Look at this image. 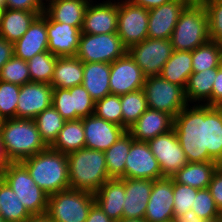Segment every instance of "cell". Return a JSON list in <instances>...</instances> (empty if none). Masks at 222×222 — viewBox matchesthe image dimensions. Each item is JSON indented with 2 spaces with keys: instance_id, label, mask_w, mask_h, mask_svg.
<instances>
[{
  "instance_id": "20",
  "label": "cell",
  "mask_w": 222,
  "mask_h": 222,
  "mask_svg": "<svg viewBox=\"0 0 222 222\" xmlns=\"http://www.w3.org/2000/svg\"><path fill=\"white\" fill-rule=\"evenodd\" d=\"M189 3V0H172L148 10V38L170 39L181 12Z\"/></svg>"
},
{
  "instance_id": "21",
  "label": "cell",
  "mask_w": 222,
  "mask_h": 222,
  "mask_svg": "<svg viewBox=\"0 0 222 222\" xmlns=\"http://www.w3.org/2000/svg\"><path fill=\"white\" fill-rule=\"evenodd\" d=\"M48 51L57 57L76 56L81 29L69 24L53 21L46 14Z\"/></svg>"
},
{
  "instance_id": "19",
  "label": "cell",
  "mask_w": 222,
  "mask_h": 222,
  "mask_svg": "<svg viewBox=\"0 0 222 222\" xmlns=\"http://www.w3.org/2000/svg\"><path fill=\"white\" fill-rule=\"evenodd\" d=\"M85 133V148L105 152L127 130L108 122L95 114L82 118Z\"/></svg>"
},
{
  "instance_id": "54",
  "label": "cell",
  "mask_w": 222,
  "mask_h": 222,
  "mask_svg": "<svg viewBox=\"0 0 222 222\" xmlns=\"http://www.w3.org/2000/svg\"><path fill=\"white\" fill-rule=\"evenodd\" d=\"M9 162L7 161V158L5 156V151L3 148V141L0 133V165H7Z\"/></svg>"
},
{
  "instance_id": "11",
  "label": "cell",
  "mask_w": 222,
  "mask_h": 222,
  "mask_svg": "<svg viewBox=\"0 0 222 222\" xmlns=\"http://www.w3.org/2000/svg\"><path fill=\"white\" fill-rule=\"evenodd\" d=\"M172 52L170 39L153 38H146L127 50L146 77L160 75Z\"/></svg>"
},
{
  "instance_id": "41",
  "label": "cell",
  "mask_w": 222,
  "mask_h": 222,
  "mask_svg": "<svg viewBox=\"0 0 222 222\" xmlns=\"http://www.w3.org/2000/svg\"><path fill=\"white\" fill-rule=\"evenodd\" d=\"M94 114L108 122L122 126L120 95H107L95 102Z\"/></svg>"
},
{
  "instance_id": "30",
  "label": "cell",
  "mask_w": 222,
  "mask_h": 222,
  "mask_svg": "<svg viewBox=\"0 0 222 222\" xmlns=\"http://www.w3.org/2000/svg\"><path fill=\"white\" fill-rule=\"evenodd\" d=\"M217 68L193 72L185 87V97L188 104L211 105L212 89Z\"/></svg>"
},
{
  "instance_id": "24",
  "label": "cell",
  "mask_w": 222,
  "mask_h": 222,
  "mask_svg": "<svg viewBox=\"0 0 222 222\" xmlns=\"http://www.w3.org/2000/svg\"><path fill=\"white\" fill-rule=\"evenodd\" d=\"M173 124L170 114L148 108L127 131L134 140L148 142L172 130Z\"/></svg>"
},
{
  "instance_id": "56",
  "label": "cell",
  "mask_w": 222,
  "mask_h": 222,
  "mask_svg": "<svg viewBox=\"0 0 222 222\" xmlns=\"http://www.w3.org/2000/svg\"><path fill=\"white\" fill-rule=\"evenodd\" d=\"M6 165H0V183L3 181V173Z\"/></svg>"
},
{
  "instance_id": "64",
  "label": "cell",
  "mask_w": 222,
  "mask_h": 222,
  "mask_svg": "<svg viewBox=\"0 0 222 222\" xmlns=\"http://www.w3.org/2000/svg\"><path fill=\"white\" fill-rule=\"evenodd\" d=\"M0 222H4V220L2 219V217L0 216Z\"/></svg>"
},
{
  "instance_id": "8",
  "label": "cell",
  "mask_w": 222,
  "mask_h": 222,
  "mask_svg": "<svg viewBox=\"0 0 222 222\" xmlns=\"http://www.w3.org/2000/svg\"><path fill=\"white\" fill-rule=\"evenodd\" d=\"M143 90L148 108L163 111L173 118L188 105L185 89L163 79L160 75L147 76Z\"/></svg>"
},
{
  "instance_id": "44",
  "label": "cell",
  "mask_w": 222,
  "mask_h": 222,
  "mask_svg": "<svg viewBox=\"0 0 222 222\" xmlns=\"http://www.w3.org/2000/svg\"><path fill=\"white\" fill-rule=\"evenodd\" d=\"M198 189L176 183L173 180L174 217L181 216L192 209Z\"/></svg>"
},
{
  "instance_id": "51",
  "label": "cell",
  "mask_w": 222,
  "mask_h": 222,
  "mask_svg": "<svg viewBox=\"0 0 222 222\" xmlns=\"http://www.w3.org/2000/svg\"><path fill=\"white\" fill-rule=\"evenodd\" d=\"M131 4L144 7L147 10L169 3L172 0H128Z\"/></svg>"
},
{
  "instance_id": "35",
  "label": "cell",
  "mask_w": 222,
  "mask_h": 222,
  "mask_svg": "<svg viewBox=\"0 0 222 222\" xmlns=\"http://www.w3.org/2000/svg\"><path fill=\"white\" fill-rule=\"evenodd\" d=\"M0 211L4 222H25L32 216L4 180L0 183Z\"/></svg>"
},
{
  "instance_id": "61",
  "label": "cell",
  "mask_w": 222,
  "mask_h": 222,
  "mask_svg": "<svg viewBox=\"0 0 222 222\" xmlns=\"http://www.w3.org/2000/svg\"><path fill=\"white\" fill-rule=\"evenodd\" d=\"M190 2H202L203 0H189Z\"/></svg>"
},
{
  "instance_id": "60",
  "label": "cell",
  "mask_w": 222,
  "mask_h": 222,
  "mask_svg": "<svg viewBox=\"0 0 222 222\" xmlns=\"http://www.w3.org/2000/svg\"><path fill=\"white\" fill-rule=\"evenodd\" d=\"M2 12H3V8L0 7V22H1Z\"/></svg>"
},
{
  "instance_id": "57",
  "label": "cell",
  "mask_w": 222,
  "mask_h": 222,
  "mask_svg": "<svg viewBox=\"0 0 222 222\" xmlns=\"http://www.w3.org/2000/svg\"><path fill=\"white\" fill-rule=\"evenodd\" d=\"M217 222H222V208L219 210V217Z\"/></svg>"
},
{
  "instance_id": "22",
  "label": "cell",
  "mask_w": 222,
  "mask_h": 222,
  "mask_svg": "<svg viewBox=\"0 0 222 222\" xmlns=\"http://www.w3.org/2000/svg\"><path fill=\"white\" fill-rule=\"evenodd\" d=\"M48 51L46 13L39 15L23 36L14 43V55L29 61L36 54Z\"/></svg>"
},
{
  "instance_id": "2",
  "label": "cell",
  "mask_w": 222,
  "mask_h": 222,
  "mask_svg": "<svg viewBox=\"0 0 222 222\" xmlns=\"http://www.w3.org/2000/svg\"><path fill=\"white\" fill-rule=\"evenodd\" d=\"M35 184L48 196L70 189L67 154L48 147L21 161Z\"/></svg>"
},
{
  "instance_id": "31",
  "label": "cell",
  "mask_w": 222,
  "mask_h": 222,
  "mask_svg": "<svg viewBox=\"0 0 222 222\" xmlns=\"http://www.w3.org/2000/svg\"><path fill=\"white\" fill-rule=\"evenodd\" d=\"M83 62L76 56L57 57L50 85L53 88L69 89L81 85Z\"/></svg>"
},
{
  "instance_id": "6",
  "label": "cell",
  "mask_w": 222,
  "mask_h": 222,
  "mask_svg": "<svg viewBox=\"0 0 222 222\" xmlns=\"http://www.w3.org/2000/svg\"><path fill=\"white\" fill-rule=\"evenodd\" d=\"M3 180L32 216L46 214L48 195L35 184L21 162H9L4 168Z\"/></svg>"
},
{
  "instance_id": "27",
  "label": "cell",
  "mask_w": 222,
  "mask_h": 222,
  "mask_svg": "<svg viewBox=\"0 0 222 222\" xmlns=\"http://www.w3.org/2000/svg\"><path fill=\"white\" fill-rule=\"evenodd\" d=\"M43 12L4 8L0 22V37L15 43Z\"/></svg>"
},
{
  "instance_id": "33",
  "label": "cell",
  "mask_w": 222,
  "mask_h": 222,
  "mask_svg": "<svg viewBox=\"0 0 222 222\" xmlns=\"http://www.w3.org/2000/svg\"><path fill=\"white\" fill-rule=\"evenodd\" d=\"M50 148L64 154L85 148L82 119L66 121Z\"/></svg>"
},
{
  "instance_id": "43",
  "label": "cell",
  "mask_w": 222,
  "mask_h": 222,
  "mask_svg": "<svg viewBox=\"0 0 222 222\" xmlns=\"http://www.w3.org/2000/svg\"><path fill=\"white\" fill-rule=\"evenodd\" d=\"M202 4L208 15L210 40L222 47V0H203Z\"/></svg>"
},
{
  "instance_id": "55",
  "label": "cell",
  "mask_w": 222,
  "mask_h": 222,
  "mask_svg": "<svg viewBox=\"0 0 222 222\" xmlns=\"http://www.w3.org/2000/svg\"><path fill=\"white\" fill-rule=\"evenodd\" d=\"M118 222H147L144 218L132 219V218H122Z\"/></svg>"
},
{
  "instance_id": "36",
  "label": "cell",
  "mask_w": 222,
  "mask_h": 222,
  "mask_svg": "<svg viewBox=\"0 0 222 222\" xmlns=\"http://www.w3.org/2000/svg\"><path fill=\"white\" fill-rule=\"evenodd\" d=\"M122 127L128 130L148 109L143 89L120 95Z\"/></svg>"
},
{
  "instance_id": "1",
  "label": "cell",
  "mask_w": 222,
  "mask_h": 222,
  "mask_svg": "<svg viewBox=\"0 0 222 222\" xmlns=\"http://www.w3.org/2000/svg\"><path fill=\"white\" fill-rule=\"evenodd\" d=\"M173 129L188 162L222 159V106L188 104L174 117Z\"/></svg>"
},
{
  "instance_id": "25",
  "label": "cell",
  "mask_w": 222,
  "mask_h": 222,
  "mask_svg": "<svg viewBox=\"0 0 222 222\" xmlns=\"http://www.w3.org/2000/svg\"><path fill=\"white\" fill-rule=\"evenodd\" d=\"M95 202L114 221L123 218L125 202L124 178H110L94 194Z\"/></svg>"
},
{
  "instance_id": "40",
  "label": "cell",
  "mask_w": 222,
  "mask_h": 222,
  "mask_svg": "<svg viewBox=\"0 0 222 222\" xmlns=\"http://www.w3.org/2000/svg\"><path fill=\"white\" fill-rule=\"evenodd\" d=\"M0 80L19 86L31 82L27 61L14 55L1 68Z\"/></svg>"
},
{
  "instance_id": "32",
  "label": "cell",
  "mask_w": 222,
  "mask_h": 222,
  "mask_svg": "<svg viewBox=\"0 0 222 222\" xmlns=\"http://www.w3.org/2000/svg\"><path fill=\"white\" fill-rule=\"evenodd\" d=\"M192 73V51L173 50L171 57L163 66L160 76L185 89Z\"/></svg>"
},
{
  "instance_id": "47",
  "label": "cell",
  "mask_w": 222,
  "mask_h": 222,
  "mask_svg": "<svg viewBox=\"0 0 222 222\" xmlns=\"http://www.w3.org/2000/svg\"><path fill=\"white\" fill-rule=\"evenodd\" d=\"M5 8L25 11H44V3L41 0H6Z\"/></svg>"
},
{
  "instance_id": "59",
  "label": "cell",
  "mask_w": 222,
  "mask_h": 222,
  "mask_svg": "<svg viewBox=\"0 0 222 222\" xmlns=\"http://www.w3.org/2000/svg\"><path fill=\"white\" fill-rule=\"evenodd\" d=\"M3 122H4V120L0 117V131H1Z\"/></svg>"
},
{
  "instance_id": "5",
  "label": "cell",
  "mask_w": 222,
  "mask_h": 222,
  "mask_svg": "<svg viewBox=\"0 0 222 222\" xmlns=\"http://www.w3.org/2000/svg\"><path fill=\"white\" fill-rule=\"evenodd\" d=\"M210 40L208 15L202 2H190L181 12L171 34L173 50L193 51Z\"/></svg>"
},
{
  "instance_id": "53",
  "label": "cell",
  "mask_w": 222,
  "mask_h": 222,
  "mask_svg": "<svg viewBox=\"0 0 222 222\" xmlns=\"http://www.w3.org/2000/svg\"><path fill=\"white\" fill-rule=\"evenodd\" d=\"M25 222H52V221L46 214H44V215H33L30 218H28Z\"/></svg>"
},
{
  "instance_id": "12",
  "label": "cell",
  "mask_w": 222,
  "mask_h": 222,
  "mask_svg": "<svg viewBox=\"0 0 222 222\" xmlns=\"http://www.w3.org/2000/svg\"><path fill=\"white\" fill-rule=\"evenodd\" d=\"M52 106L69 121L94 114L95 101L82 85H77L69 89L53 88Z\"/></svg>"
},
{
  "instance_id": "38",
  "label": "cell",
  "mask_w": 222,
  "mask_h": 222,
  "mask_svg": "<svg viewBox=\"0 0 222 222\" xmlns=\"http://www.w3.org/2000/svg\"><path fill=\"white\" fill-rule=\"evenodd\" d=\"M222 65V47L209 40L192 51L193 72L219 68Z\"/></svg>"
},
{
  "instance_id": "42",
  "label": "cell",
  "mask_w": 222,
  "mask_h": 222,
  "mask_svg": "<svg viewBox=\"0 0 222 222\" xmlns=\"http://www.w3.org/2000/svg\"><path fill=\"white\" fill-rule=\"evenodd\" d=\"M21 86L0 80V117L16 118V107Z\"/></svg>"
},
{
  "instance_id": "46",
  "label": "cell",
  "mask_w": 222,
  "mask_h": 222,
  "mask_svg": "<svg viewBox=\"0 0 222 222\" xmlns=\"http://www.w3.org/2000/svg\"><path fill=\"white\" fill-rule=\"evenodd\" d=\"M208 189L214 199L218 209L222 208V167H217L215 170Z\"/></svg>"
},
{
  "instance_id": "52",
  "label": "cell",
  "mask_w": 222,
  "mask_h": 222,
  "mask_svg": "<svg viewBox=\"0 0 222 222\" xmlns=\"http://www.w3.org/2000/svg\"><path fill=\"white\" fill-rule=\"evenodd\" d=\"M175 222H217L218 220H203L199 218L196 213L191 209L181 216L174 219Z\"/></svg>"
},
{
  "instance_id": "9",
  "label": "cell",
  "mask_w": 222,
  "mask_h": 222,
  "mask_svg": "<svg viewBox=\"0 0 222 222\" xmlns=\"http://www.w3.org/2000/svg\"><path fill=\"white\" fill-rule=\"evenodd\" d=\"M127 53L117 33L87 34L81 33L76 57L83 63H112Z\"/></svg>"
},
{
  "instance_id": "3",
  "label": "cell",
  "mask_w": 222,
  "mask_h": 222,
  "mask_svg": "<svg viewBox=\"0 0 222 222\" xmlns=\"http://www.w3.org/2000/svg\"><path fill=\"white\" fill-rule=\"evenodd\" d=\"M0 133L8 162H21L48 148L34 119H6Z\"/></svg>"
},
{
  "instance_id": "45",
  "label": "cell",
  "mask_w": 222,
  "mask_h": 222,
  "mask_svg": "<svg viewBox=\"0 0 222 222\" xmlns=\"http://www.w3.org/2000/svg\"><path fill=\"white\" fill-rule=\"evenodd\" d=\"M192 210L203 220H218L219 209L208 188L199 189Z\"/></svg>"
},
{
  "instance_id": "18",
  "label": "cell",
  "mask_w": 222,
  "mask_h": 222,
  "mask_svg": "<svg viewBox=\"0 0 222 222\" xmlns=\"http://www.w3.org/2000/svg\"><path fill=\"white\" fill-rule=\"evenodd\" d=\"M173 178L164 176L154 180L144 219L147 222L174 220Z\"/></svg>"
},
{
  "instance_id": "37",
  "label": "cell",
  "mask_w": 222,
  "mask_h": 222,
  "mask_svg": "<svg viewBox=\"0 0 222 222\" xmlns=\"http://www.w3.org/2000/svg\"><path fill=\"white\" fill-rule=\"evenodd\" d=\"M34 121L41 135V139L48 147L54 143L58 133L66 122L52 105L37 115Z\"/></svg>"
},
{
  "instance_id": "26",
  "label": "cell",
  "mask_w": 222,
  "mask_h": 222,
  "mask_svg": "<svg viewBox=\"0 0 222 222\" xmlns=\"http://www.w3.org/2000/svg\"><path fill=\"white\" fill-rule=\"evenodd\" d=\"M90 0H50L44 12L53 20L82 29L85 10Z\"/></svg>"
},
{
  "instance_id": "50",
  "label": "cell",
  "mask_w": 222,
  "mask_h": 222,
  "mask_svg": "<svg viewBox=\"0 0 222 222\" xmlns=\"http://www.w3.org/2000/svg\"><path fill=\"white\" fill-rule=\"evenodd\" d=\"M85 222H114L96 203L91 207Z\"/></svg>"
},
{
  "instance_id": "63",
  "label": "cell",
  "mask_w": 222,
  "mask_h": 222,
  "mask_svg": "<svg viewBox=\"0 0 222 222\" xmlns=\"http://www.w3.org/2000/svg\"><path fill=\"white\" fill-rule=\"evenodd\" d=\"M44 4H46L48 1H50V0H41Z\"/></svg>"
},
{
  "instance_id": "13",
  "label": "cell",
  "mask_w": 222,
  "mask_h": 222,
  "mask_svg": "<svg viewBox=\"0 0 222 222\" xmlns=\"http://www.w3.org/2000/svg\"><path fill=\"white\" fill-rule=\"evenodd\" d=\"M147 143L160 165L163 176H173L188 163L174 129L156 136Z\"/></svg>"
},
{
  "instance_id": "7",
  "label": "cell",
  "mask_w": 222,
  "mask_h": 222,
  "mask_svg": "<svg viewBox=\"0 0 222 222\" xmlns=\"http://www.w3.org/2000/svg\"><path fill=\"white\" fill-rule=\"evenodd\" d=\"M95 203L93 193L67 189L48 196L46 215L52 222H85Z\"/></svg>"
},
{
  "instance_id": "48",
  "label": "cell",
  "mask_w": 222,
  "mask_h": 222,
  "mask_svg": "<svg viewBox=\"0 0 222 222\" xmlns=\"http://www.w3.org/2000/svg\"><path fill=\"white\" fill-rule=\"evenodd\" d=\"M211 106H222V65L217 68V76L212 89Z\"/></svg>"
},
{
  "instance_id": "23",
  "label": "cell",
  "mask_w": 222,
  "mask_h": 222,
  "mask_svg": "<svg viewBox=\"0 0 222 222\" xmlns=\"http://www.w3.org/2000/svg\"><path fill=\"white\" fill-rule=\"evenodd\" d=\"M154 180L124 178L126 200L123 206V218H144L150 199Z\"/></svg>"
},
{
  "instance_id": "62",
  "label": "cell",
  "mask_w": 222,
  "mask_h": 222,
  "mask_svg": "<svg viewBox=\"0 0 222 222\" xmlns=\"http://www.w3.org/2000/svg\"><path fill=\"white\" fill-rule=\"evenodd\" d=\"M219 167H222V159L218 162Z\"/></svg>"
},
{
  "instance_id": "14",
  "label": "cell",
  "mask_w": 222,
  "mask_h": 222,
  "mask_svg": "<svg viewBox=\"0 0 222 222\" xmlns=\"http://www.w3.org/2000/svg\"><path fill=\"white\" fill-rule=\"evenodd\" d=\"M101 2L90 0L88 3L84 14L81 33H117L118 0H103Z\"/></svg>"
},
{
  "instance_id": "58",
  "label": "cell",
  "mask_w": 222,
  "mask_h": 222,
  "mask_svg": "<svg viewBox=\"0 0 222 222\" xmlns=\"http://www.w3.org/2000/svg\"><path fill=\"white\" fill-rule=\"evenodd\" d=\"M5 2H6V0H0V7L1 8H5Z\"/></svg>"
},
{
  "instance_id": "39",
  "label": "cell",
  "mask_w": 222,
  "mask_h": 222,
  "mask_svg": "<svg viewBox=\"0 0 222 222\" xmlns=\"http://www.w3.org/2000/svg\"><path fill=\"white\" fill-rule=\"evenodd\" d=\"M57 56L49 51L33 56L27 61L31 82L51 83Z\"/></svg>"
},
{
  "instance_id": "4",
  "label": "cell",
  "mask_w": 222,
  "mask_h": 222,
  "mask_svg": "<svg viewBox=\"0 0 222 222\" xmlns=\"http://www.w3.org/2000/svg\"><path fill=\"white\" fill-rule=\"evenodd\" d=\"M70 189L95 194L110 179L105 153L82 148L67 154Z\"/></svg>"
},
{
  "instance_id": "17",
  "label": "cell",
  "mask_w": 222,
  "mask_h": 222,
  "mask_svg": "<svg viewBox=\"0 0 222 222\" xmlns=\"http://www.w3.org/2000/svg\"><path fill=\"white\" fill-rule=\"evenodd\" d=\"M53 87L48 83L28 82L21 86L16 118L34 119L52 105Z\"/></svg>"
},
{
  "instance_id": "29",
  "label": "cell",
  "mask_w": 222,
  "mask_h": 222,
  "mask_svg": "<svg viewBox=\"0 0 222 222\" xmlns=\"http://www.w3.org/2000/svg\"><path fill=\"white\" fill-rule=\"evenodd\" d=\"M218 166L219 164L216 161L188 162L171 177L176 183L198 190L205 189L208 188Z\"/></svg>"
},
{
  "instance_id": "49",
  "label": "cell",
  "mask_w": 222,
  "mask_h": 222,
  "mask_svg": "<svg viewBox=\"0 0 222 222\" xmlns=\"http://www.w3.org/2000/svg\"><path fill=\"white\" fill-rule=\"evenodd\" d=\"M14 56V43L0 37V70Z\"/></svg>"
},
{
  "instance_id": "16",
  "label": "cell",
  "mask_w": 222,
  "mask_h": 222,
  "mask_svg": "<svg viewBox=\"0 0 222 222\" xmlns=\"http://www.w3.org/2000/svg\"><path fill=\"white\" fill-rule=\"evenodd\" d=\"M164 177L147 142L132 138L125 163V178L156 180Z\"/></svg>"
},
{
  "instance_id": "10",
  "label": "cell",
  "mask_w": 222,
  "mask_h": 222,
  "mask_svg": "<svg viewBox=\"0 0 222 222\" xmlns=\"http://www.w3.org/2000/svg\"><path fill=\"white\" fill-rule=\"evenodd\" d=\"M148 21L147 9L118 0L117 34L127 50L148 38Z\"/></svg>"
},
{
  "instance_id": "28",
  "label": "cell",
  "mask_w": 222,
  "mask_h": 222,
  "mask_svg": "<svg viewBox=\"0 0 222 222\" xmlns=\"http://www.w3.org/2000/svg\"><path fill=\"white\" fill-rule=\"evenodd\" d=\"M109 80L110 63H83V81L81 85L95 102L111 94Z\"/></svg>"
},
{
  "instance_id": "34",
  "label": "cell",
  "mask_w": 222,
  "mask_h": 222,
  "mask_svg": "<svg viewBox=\"0 0 222 222\" xmlns=\"http://www.w3.org/2000/svg\"><path fill=\"white\" fill-rule=\"evenodd\" d=\"M132 144V136L126 131L105 153L109 178H125V163Z\"/></svg>"
},
{
  "instance_id": "15",
  "label": "cell",
  "mask_w": 222,
  "mask_h": 222,
  "mask_svg": "<svg viewBox=\"0 0 222 222\" xmlns=\"http://www.w3.org/2000/svg\"><path fill=\"white\" fill-rule=\"evenodd\" d=\"M146 76L136 62L126 53L110 64V91L123 95L143 89Z\"/></svg>"
}]
</instances>
